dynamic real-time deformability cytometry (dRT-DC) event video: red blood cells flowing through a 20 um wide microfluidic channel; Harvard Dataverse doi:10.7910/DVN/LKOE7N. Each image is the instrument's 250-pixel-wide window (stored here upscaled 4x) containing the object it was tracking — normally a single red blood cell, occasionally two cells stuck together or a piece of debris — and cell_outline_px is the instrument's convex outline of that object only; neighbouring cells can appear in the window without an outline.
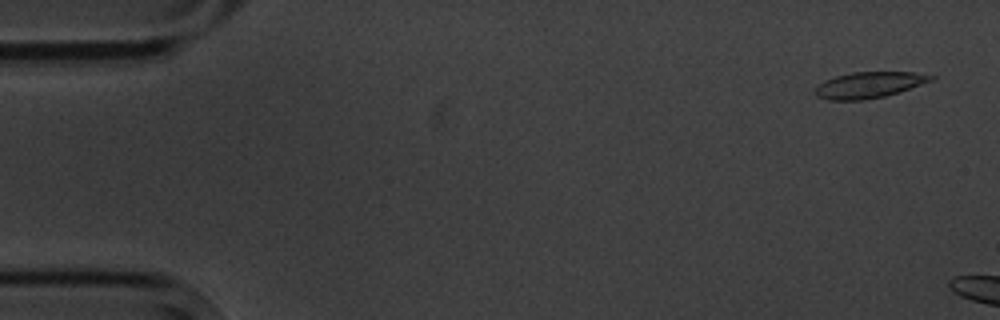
{"species": "common noctule bat (a hibernating species)", "species_latin": "Nyctalus noctula", "temperature_condition": "cold", "stored_images_in_passage": 2, "camera_frame_rate_fps": 3000, "um_per_image_px": 0.085, "animal": {"sex": "male", "body_mass_g": 20.1, "forearm_length_mm": 53.5}, "frame": {"image": 1, "passage_image": 1, "time_ms": 0.0, "image_size_px": [1000, 320], "cell_outline_px": [[936, 76], [932, 80], [884, 96], [864, 100], [828, 100], [816, 96], [812, 92], [824, 80], [836, 76], [852, 72], [916, 72]], "centroid_in_image_um": [73.81, 7.22], "position_along_channel_um": 11.2, "area_um2": 17.4}}